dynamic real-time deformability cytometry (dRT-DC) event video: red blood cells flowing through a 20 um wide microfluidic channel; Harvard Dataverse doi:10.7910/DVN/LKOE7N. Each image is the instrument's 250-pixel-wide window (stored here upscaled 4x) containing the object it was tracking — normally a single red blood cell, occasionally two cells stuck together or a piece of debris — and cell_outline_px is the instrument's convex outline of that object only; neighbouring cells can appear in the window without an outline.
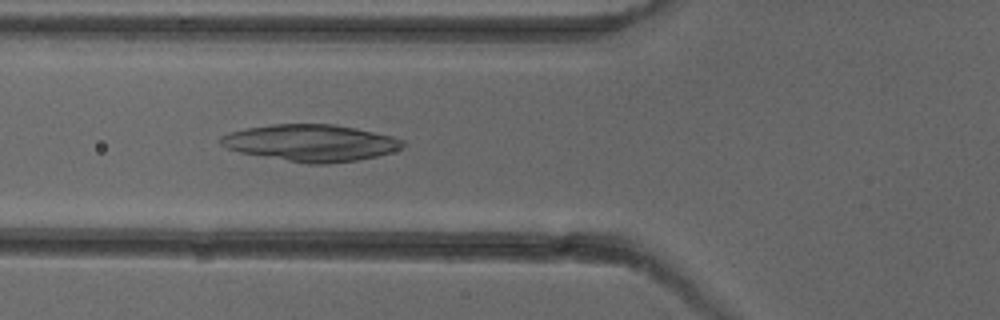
{"species": "common noctule bat (a hibernating species)", "species_latin": "Nyctalus noctula", "temperature_condition": "cold", "stored_images_in_passage": 6, "camera_frame_rate_fps": 3000, "um_per_image_px": 0.085, "animal": {"sex": "female"}, "frame": {"image": 1, "passage_image": 6, "time_ms": 6.0, "image_size_px": [1000, 320], "cell_outline_px": [[404, 144], [400, 148], [392, 152], [376, 156], [356, 160], [328, 164], [308, 164], [240, 152], [228, 148], [220, 144], [220, 136], [232, 132], [248, 128], [272, 124], [332, 124], [356, 128], [392, 136], [404, 140]], "centroid_in_image_um": [26.44, 12.14], "position_along_channel_um": 99.4, "area_um2": 38.67}}